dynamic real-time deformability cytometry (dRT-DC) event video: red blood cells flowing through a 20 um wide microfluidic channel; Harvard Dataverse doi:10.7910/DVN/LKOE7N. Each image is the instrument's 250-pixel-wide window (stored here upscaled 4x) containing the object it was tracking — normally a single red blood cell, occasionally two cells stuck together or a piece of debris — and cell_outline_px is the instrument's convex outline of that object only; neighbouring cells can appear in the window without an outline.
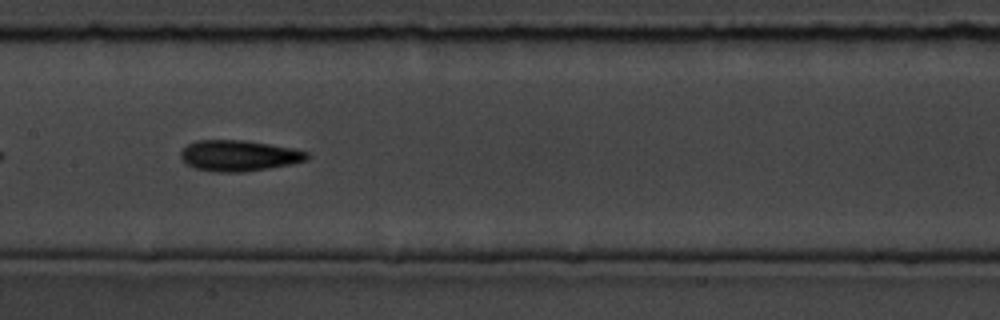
{"species": "common noctule bat (a hibernating species)", "species_latin": "Nyctalus noctula", "temperature_condition": "room temperature", "stored_images_in_passage": 39, "camera_frame_rate_fps": 3000, "um_per_image_px": 0.085, "animal": {"sex": "male", "body_mass_g": 19.5, "forearm_length_mm": 54.6}, "frame": {"image": 1, "passage_image": 12, "time_ms": 3.667, "image_size_px": [1000, 320], "cell_outline_px": [[308, 160], [292, 164], [244, 172], [212, 172], [196, 168], [188, 164], [180, 156], [180, 152], [188, 144], [196, 140], [244, 140], [292, 148], [308, 152]], "centroid_in_image_um": [20.31, 13.23], "position_along_channel_um": 187.1, "area_um2": 22.66}, "authors_computed_cell_mechanics": {"area_um2": 21.2126, "velocity_mm_per_s": 3.6681, "shape_relaxation_time_tau1_ms": 3.6796, "shape_relaxation_time_tau2_ms": 3.0422, "deformation_change_tau1": 0.1618, "deformation_change_tau2": 0.1182}}